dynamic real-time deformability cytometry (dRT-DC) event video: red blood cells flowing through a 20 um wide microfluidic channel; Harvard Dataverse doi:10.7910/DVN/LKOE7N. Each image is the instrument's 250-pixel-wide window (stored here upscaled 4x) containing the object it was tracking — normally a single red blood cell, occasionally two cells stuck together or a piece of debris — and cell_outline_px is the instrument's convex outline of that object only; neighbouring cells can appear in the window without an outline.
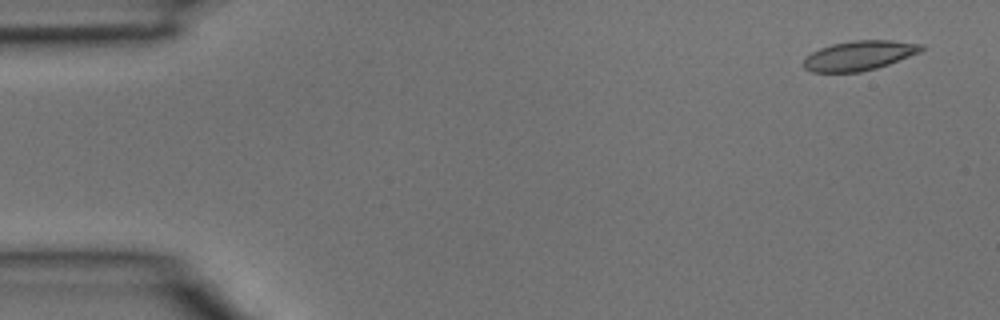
{"species": "common noctule bat (a hibernating species)", "species_latin": "Nyctalus noctula", "temperature_condition": "room temperature", "stored_images_in_passage": 4, "camera_frame_rate_fps": 3000, "um_per_image_px": 0.085, "animal": {"sex": "male", "body_mass_g": 15.6}, "frame": {"image": 1, "passage_image": 1, "time_ms": 0.0, "image_size_px": [1000, 320], "cell_outline_px": [[928, 48], [920, 52], [888, 64], [876, 68], [860, 72], [812, 72], [804, 68], [804, 60], [812, 52], [820, 48], [832, 44], [852, 40], [892, 40], [924, 44]], "centroid_in_image_um": [73.08, 4.71], "position_along_channel_um": 11.9, "area_um2": 20.35}}
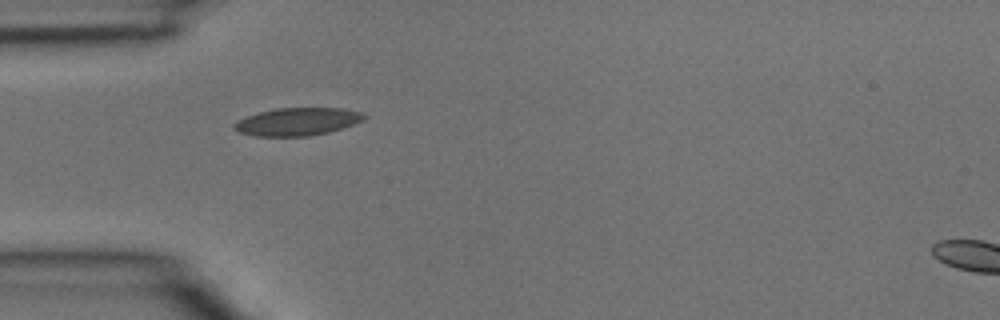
{"frame": {"image": 2, "passage_image": 4, "time_ms": 1.0, "image_size_px": [1000, 320], "cell_outline_px": [[368, 116], [364, 120], [328, 132], [308, 136], [252, 136], [240, 132], [232, 128], [232, 124], [236, 120], [260, 112], [276, 108], [344, 108], [360, 112]], "centroid_in_image_um": [25.25, 10.34], "position_along_channel_um": 59.8, "area_um2": 20.98}}